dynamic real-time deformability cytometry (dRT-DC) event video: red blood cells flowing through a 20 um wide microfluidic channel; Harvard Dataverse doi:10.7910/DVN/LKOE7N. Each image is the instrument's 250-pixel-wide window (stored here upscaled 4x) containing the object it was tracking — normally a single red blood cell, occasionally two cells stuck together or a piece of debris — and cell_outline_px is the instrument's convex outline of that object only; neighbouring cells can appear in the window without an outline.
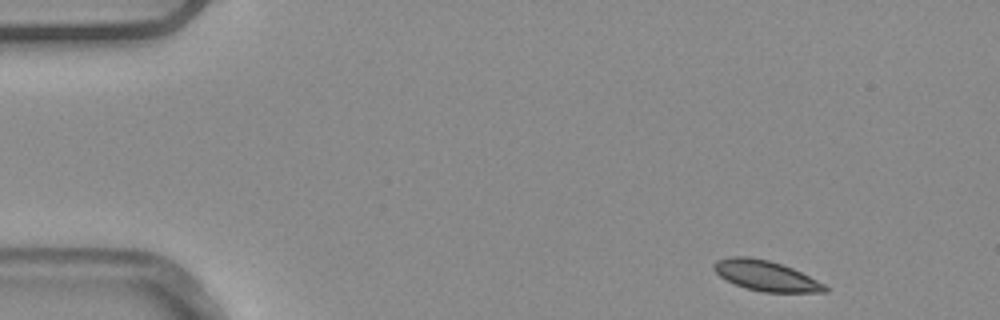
{"species": "common noctule bat (a hibernating species)", "species_latin": "Nyctalus noctula", "temperature_condition": "warm", "stored_images_in_passage": 4, "camera_frame_rate_fps": 3000, "um_per_image_px": 0.085, "animal": {"sex": "male", "body_mass_g": 20.4}, "frame": {"image": 1, "passage_image": 1, "time_ms": 0.0, "image_size_px": [1000, 320], "cell_outline_px": [[828, 292], [764, 292], [744, 288], [720, 276], [712, 268], [712, 264], [716, 260], [732, 256], [748, 256], [768, 260], [792, 268], [824, 284], [828, 288]], "centroid_in_image_um": [65.06, 23.43], "position_along_channel_um": 19.9, "area_um2": 19.42}}
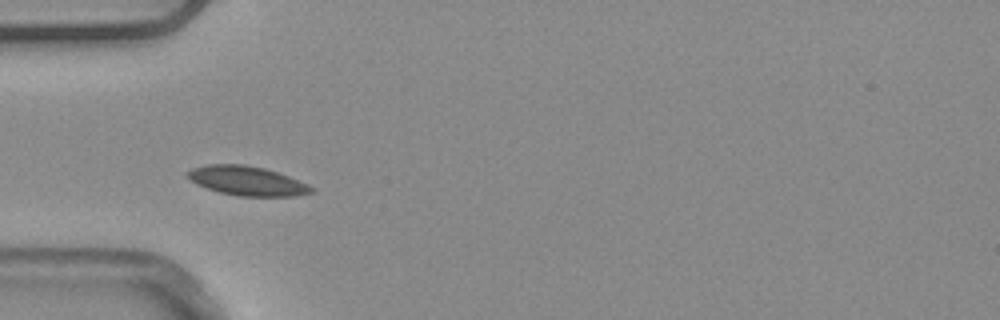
{"frame": {"image": 2, "passage_image": 4, "time_ms": 1.0, "image_size_px": [1000, 320], "cell_outline_px": [[316, 192], [296, 196], [240, 196], [220, 192], [196, 184], [184, 176], [184, 172], [192, 168], [204, 164], [244, 164], [264, 168], [288, 176], [308, 184], [316, 188]], "centroid_in_image_um": [20.98, 15.36], "position_along_channel_um": 64.0, "area_um2": 21.39}}